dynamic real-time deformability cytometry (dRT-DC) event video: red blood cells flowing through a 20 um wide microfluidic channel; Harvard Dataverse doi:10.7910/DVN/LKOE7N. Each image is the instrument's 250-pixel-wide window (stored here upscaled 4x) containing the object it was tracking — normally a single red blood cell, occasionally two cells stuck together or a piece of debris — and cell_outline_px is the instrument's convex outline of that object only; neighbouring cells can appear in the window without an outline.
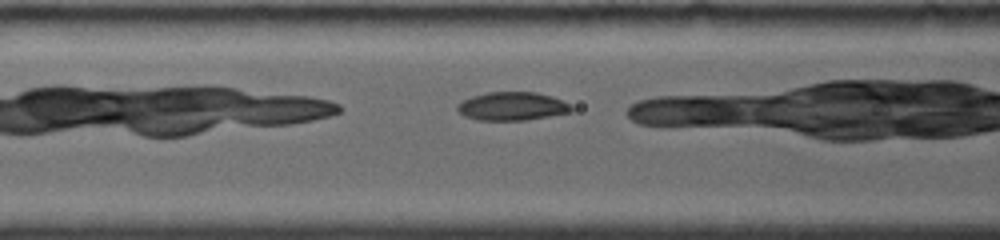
{"species": "common noctule bat (a hibernating species)", "species_latin": "Nyctalus noctula", "temperature_condition": "room temperature", "stored_images_in_passage": 42, "camera_frame_rate_fps": 4000, "um_per_image_px": 0.085, "animal": {"sex": "female", "body_mass_g": 19.0, "forearm_length_mm": 56.7}, "frame": {"image": 1, "passage_image": 6, "time_ms": 1.25, "image_size_px": [1000, 240], "cell_outline_px": [[572, 112], [524, 120], [476, 120], [464, 116], [456, 108], [456, 104], [472, 96], [488, 92], [536, 92], [552, 96], [564, 100], [572, 104]], "centroid_in_image_um": [43.55, 9.02], "position_along_channel_um": 123.0, "area_um2": 18.96}}
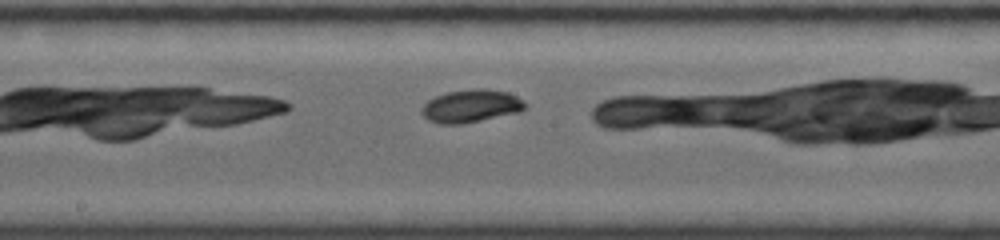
{"frame": {"image": 2, "passage_image": 16, "time_ms": 3.5, "image_size_px": [1000, 240], "cell_outline_px": [[528, 104], [520, 112], [460, 124], [440, 124], [428, 120], [420, 112], [420, 108], [428, 100], [436, 96], [448, 92], [472, 88], [484, 88], [508, 92], [524, 100]], "centroid_in_image_um": [40.04, 9.0], "position_along_channel_um": 208.2, "area_um2": 19.88}}
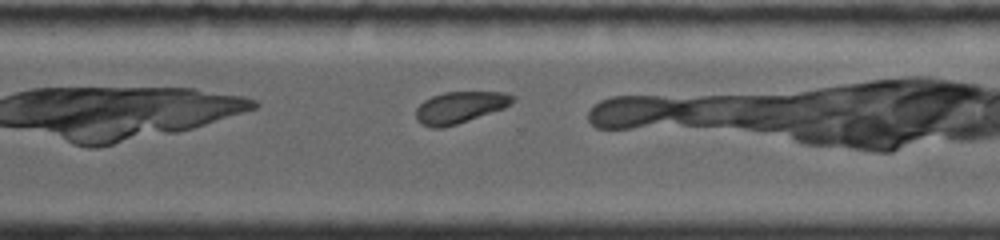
{"frame": {"image": 3, "passage_image": 29, "time_ms": 6.75, "image_size_px": [1000, 240], "cell_outline_px": [[516, 100], [512, 104], [504, 108], [456, 124], [440, 128], [432, 128], [420, 124], [416, 120], [416, 108], [424, 100], [432, 96], [444, 92], [508, 92], [516, 96]], "centroid_in_image_um": [39.11, 9.11], "position_along_channel_um": 331.5, "area_um2": 17.92}}